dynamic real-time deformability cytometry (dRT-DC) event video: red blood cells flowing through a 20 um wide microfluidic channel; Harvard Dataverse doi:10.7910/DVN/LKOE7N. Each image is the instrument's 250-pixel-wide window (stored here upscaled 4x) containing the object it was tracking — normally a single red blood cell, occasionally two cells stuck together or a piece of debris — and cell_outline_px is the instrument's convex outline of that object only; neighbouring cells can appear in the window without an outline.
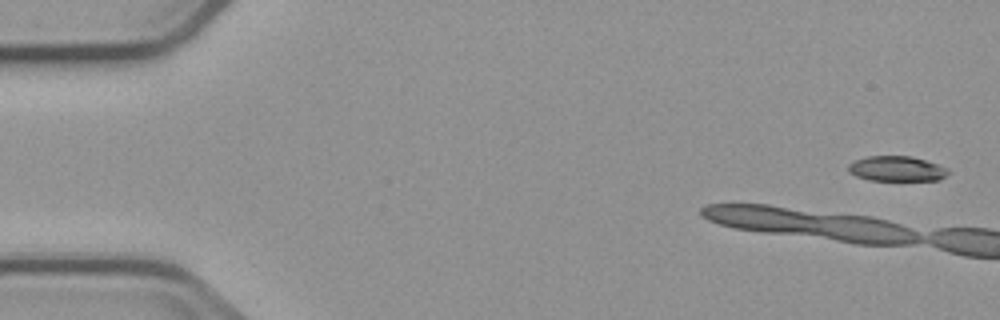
{"species": "common noctule bat (a hibernating species)", "species_latin": "Nyctalus noctula", "temperature_condition": "cold", "stored_images_in_passage": 3, "camera_frame_rate_fps": 3000, "um_per_image_px": 0.085, "animal": {"sex": "male", "body_mass_g": 23.1, "forearm_length_mm": 52.7}, "frame": {"image": 1, "passage_image": 1, "time_ms": 0.0, "image_size_px": [1000, 320], "cell_outline_px": [[948, 172], [940, 180], [868, 180], [856, 176], [848, 172], [848, 164], [852, 160], [868, 156], [912, 156], [948, 168]], "centroid_in_image_um": [76.16, 14.33], "position_along_channel_um": 8.8, "area_um2": 14.62}}